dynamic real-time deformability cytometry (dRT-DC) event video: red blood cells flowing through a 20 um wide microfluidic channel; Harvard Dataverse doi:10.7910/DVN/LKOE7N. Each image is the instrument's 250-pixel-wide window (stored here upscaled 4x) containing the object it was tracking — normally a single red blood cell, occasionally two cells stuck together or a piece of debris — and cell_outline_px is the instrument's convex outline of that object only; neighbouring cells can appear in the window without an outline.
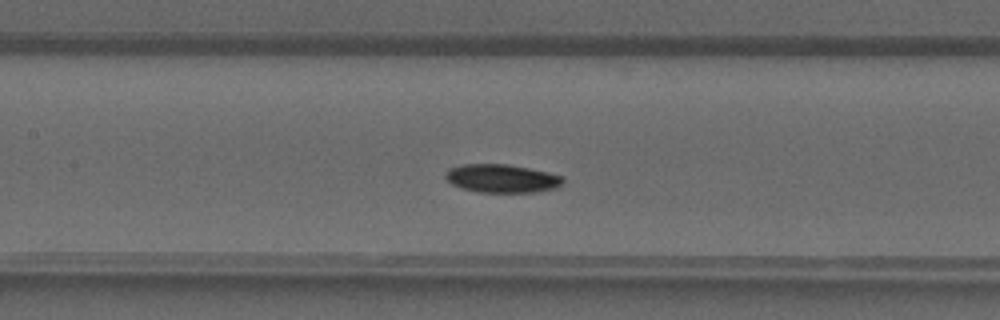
{"species": "common noctule bat (a hibernating species)", "species_latin": "Nyctalus noctula", "temperature_condition": "warm", "stored_images_in_passage": 38, "camera_frame_rate_fps": 3000, "um_per_image_px": 0.085, "animal": {"sex": "male", "forearm_length_mm": 52.5}, "frame": {"image": 1, "passage_image": 15, "time_ms": 4.667, "image_size_px": [1000, 320], "cell_outline_px": [[564, 180], [556, 188], [536, 192], [476, 192], [460, 188], [452, 184], [444, 176], [444, 172], [448, 168], [460, 164], [508, 164], [548, 172], [564, 176]], "centroid_in_image_um": [42.62, 15.16], "position_along_channel_um": 164.8, "area_um2": 19.59}}
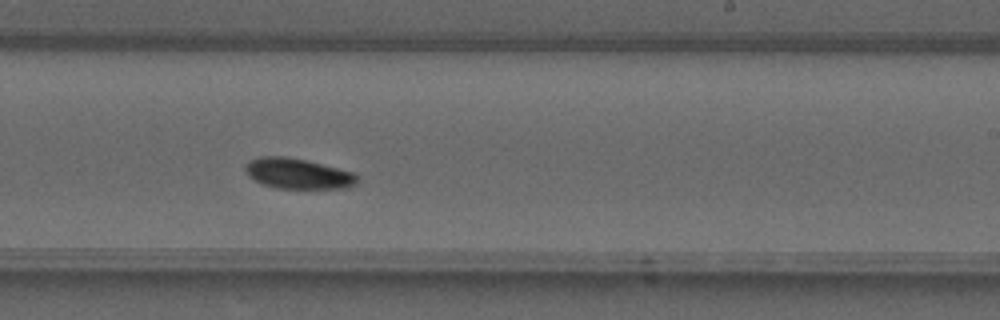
{"frame": {"image": 2, "passage_image": 21, "time_ms": 6.667, "image_size_px": [1000, 320], "cell_outline_px": [[360, 180], [356, 184], [348, 188], [276, 188], [264, 184], [248, 176], [244, 168], [244, 164], [248, 160], [260, 156], [284, 156], [304, 160], [356, 172]], "centroid_in_image_um": [25.34, 14.75], "position_along_channel_um": 263.7, "area_um2": 20.0}}
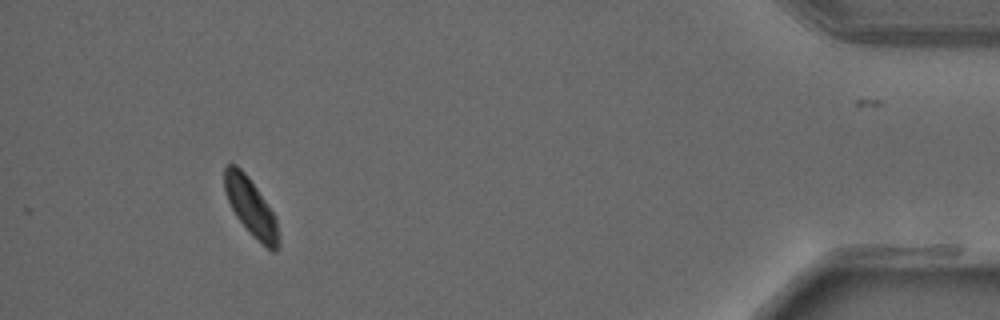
{"frame": {"image": 3, "passage_image": 34, "time_ms": 11.0, "image_size_px": [1000, 320], "cell_outline_px": [[280, 244], [276, 252], [272, 252], [252, 236], [236, 216], [224, 192], [224, 168], [228, 164], [236, 164], [248, 176], [272, 212], [276, 220], [280, 240]], "centroid_in_image_um": [21.32, 17.63], "position_along_channel_um": 413.9, "area_um2": 17.98}}